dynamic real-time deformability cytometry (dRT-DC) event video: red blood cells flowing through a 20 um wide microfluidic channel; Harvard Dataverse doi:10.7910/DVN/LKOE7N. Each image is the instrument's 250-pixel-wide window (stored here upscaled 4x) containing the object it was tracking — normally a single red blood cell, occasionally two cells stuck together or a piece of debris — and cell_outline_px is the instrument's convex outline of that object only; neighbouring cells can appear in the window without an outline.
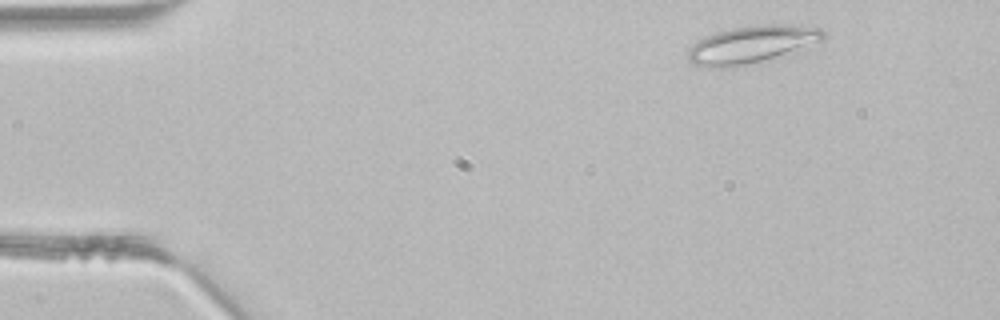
{"species": "common noctule bat (a hibernating species)", "species_latin": "Nyctalus noctula", "temperature_condition": "room temperature", "stored_images_in_passage": 4, "camera_frame_rate_fps": 3000, "um_per_image_px": 0.085, "animal": {"sex": "male", "body_mass_g": 21.5, "forearm_length_mm": 52.0}, "frame": {"image": 1, "passage_image": 1, "time_ms": 0.0, "image_size_px": [1000, 320], "cell_outline_px": [[828, 36], [824, 40], [796, 52], [784, 56], [732, 68], [708, 68], [696, 64], [688, 60], [688, 52], [700, 40], [708, 36], [720, 32], [736, 28], [780, 24], [792, 24], [824, 28]], "centroid_in_image_um": [64.05, 3.81], "position_along_channel_um": 20.9, "area_um2": 29.59}}